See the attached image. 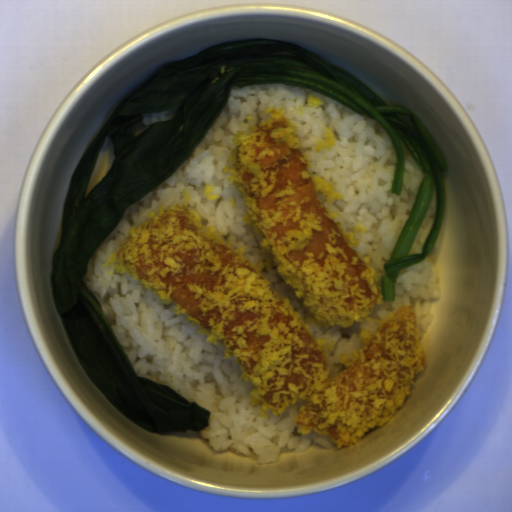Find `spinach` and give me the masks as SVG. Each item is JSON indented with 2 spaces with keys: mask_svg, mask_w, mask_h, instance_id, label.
<instances>
[{
  "mask_svg": "<svg viewBox=\"0 0 512 512\" xmlns=\"http://www.w3.org/2000/svg\"><path fill=\"white\" fill-rule=\"evenodd\" d=\"M263 84L316 91L362 117L376 120L395 146L390 194L400 196L403 191L402 143L422 172L416 201L383 264L377 287L380 301L393 303L401 270L425 261L441 231L448 166L434 138L413 111L391 107L331 60L296 44L264 39L208 47L160 66L110 114L78 162L50 280L56 312L85 372L116 409L157 435L203 431L209 427L211 411L168 386L136 375L83 278L90 259L126 209L173 175L207 138L232 87ZM176 106L173 118L151 125L137 137L133 135L131 126L140 114ZM107 136L113 141L115 161L84 198ZM434 186L437 213L433 229L422 252L409 255Z\"/></svg>",
  "mask_w": 512,
  "mask_h": 512,
  "instance_id": "obj_1",
  "label": "spinach"
}]
</instances>
